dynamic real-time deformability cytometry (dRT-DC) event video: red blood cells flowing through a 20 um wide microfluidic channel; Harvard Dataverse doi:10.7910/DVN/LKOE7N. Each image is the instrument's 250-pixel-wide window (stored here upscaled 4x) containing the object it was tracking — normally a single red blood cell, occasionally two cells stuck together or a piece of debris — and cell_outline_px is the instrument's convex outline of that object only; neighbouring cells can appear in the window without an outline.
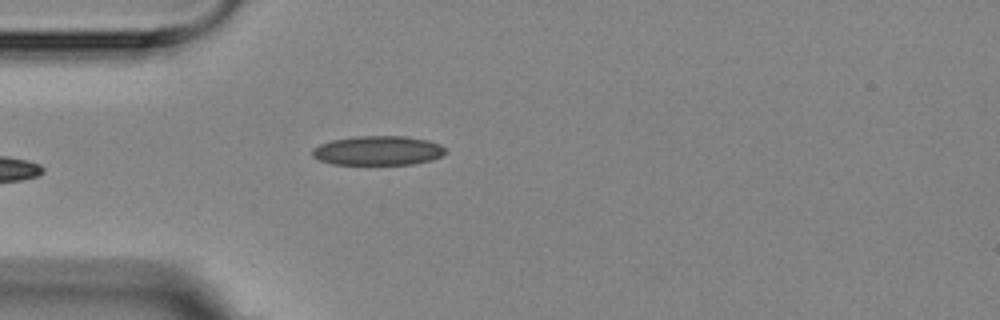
{"species": "Egyptian fruit bat (a non-hibernating species)", "species_latin": "Rousettus aegyptiacus", "temperature_condition": "room temperature", "stored_images_in_passage": 5, "camera_frame_rate_fps": 3000, "um_per_image_px": 0.085, "animal": {"sex": "female"}, "frame": {"image": 1, "passage_image": 5, "time_ms": 4.667, "image_size_px": [1000, 320], "cell_outline_px": [[448, 152], [432, 160], [412, 164], [332, 164], [320, 160], [312, 156], [312, 148], [320, 144], [332, 140], [356, 136], [404, 136], [428, 140], [440, 144]], "centroid_in_image_um": [32.13, 12.8], "position_along_channel_um": 52.9, "area_um2": 22.77}}